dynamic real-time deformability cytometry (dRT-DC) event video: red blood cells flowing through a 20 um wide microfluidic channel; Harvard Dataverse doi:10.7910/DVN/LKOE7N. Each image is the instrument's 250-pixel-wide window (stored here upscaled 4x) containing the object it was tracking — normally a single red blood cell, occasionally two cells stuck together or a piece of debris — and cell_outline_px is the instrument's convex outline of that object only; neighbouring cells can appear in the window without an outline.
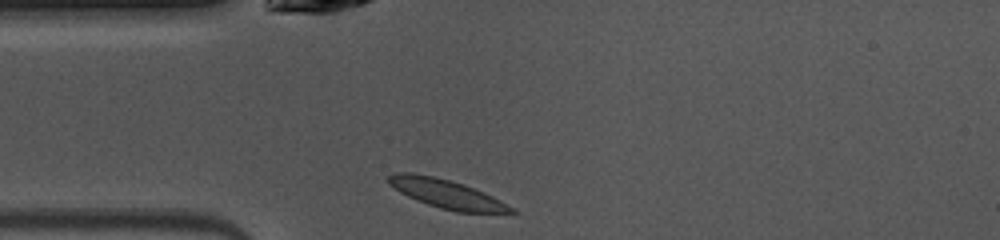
{"species": "common noctule bat (a hibernating species)", "species_latin": "Nyctalus noctula", "temperature_condition": "warm", "stored_images_in_passage": 38, "camera_frame_rate_fps": 3000, "um_per_image_px": 0.085, "animal": {"sex": "female", "body_mass_g": 10.0, "forearm_length_mm": 53.1}, "frame": {"image": 1, "passage_image": 1, "time_ms": 0.0, "image_size_px": [1000, 240], "cell_outline_px": [[520, 212], [456, 212], [440, 208], [428, 204], [408, 196], [400, 192], [388, 184], [388, 176], [396, 172], [412, 172], [432, 176], [464, 184], [484, 192], [516, 208]], "centroid_in_image_um": [37.97, 16.47], "position_along_channel_um": 47.0, "area_um2": 20.4}}
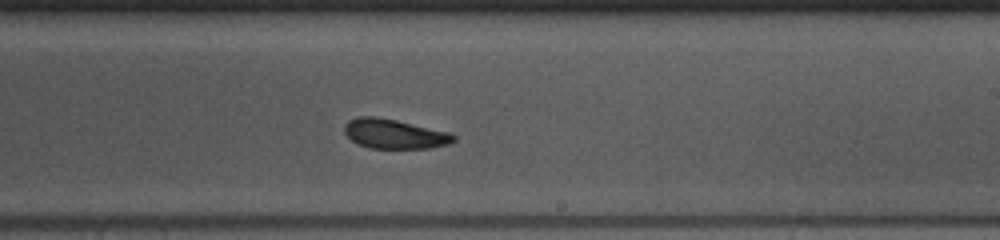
{"frame": {"image": 2, "passage_image": 17, "time_ms": 5.333, "image_size_px": [1000, 240], "cell_outline_px": [[456, 140], [448, 144], [432, 148], [372, 148], [360, 144], [352, 140], [344, 132], [344, 124], [348, 120], [356, 116], [372, 116], [396, 120], [448, 132], [456, 136]], "centroid_in_image_um": [33.51, 11.37], "position_along_channel_um": 255.5, "area_um2": 18.67}}
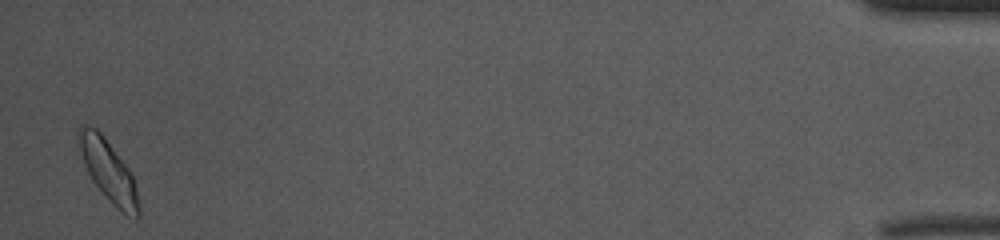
{"frame": {"image": 3, "passage_image": 37, "time_ms": 12.0, "image_size_px": [1000, 240], "cell_outline_px": [[140, 216], [136, 216], [124, 212], [116, 208], [92, 180], [84, 164], [76, 140], [76, 132], [80, 124], [84, 124], [96, 128], [104, 136], [124, 164], [132, 176], [136, 188], [140, 204]], "centroid_in_image_um": [9.16, 14.45], "position_along_channel_um": 426.0, "area_um2": 21.04}, "authors_computed_cell_mechanics": {"area_um2": 19.074, "velocity_mm_per_s": 4.0292, "shape_relaxation_time_tau1_ms": 4.6704, "shape_relaxation_time_tau2_ms": 3.7412, "deformation_change_tau1": 0.1408, "deformation_change_tau2": 0.0684}}